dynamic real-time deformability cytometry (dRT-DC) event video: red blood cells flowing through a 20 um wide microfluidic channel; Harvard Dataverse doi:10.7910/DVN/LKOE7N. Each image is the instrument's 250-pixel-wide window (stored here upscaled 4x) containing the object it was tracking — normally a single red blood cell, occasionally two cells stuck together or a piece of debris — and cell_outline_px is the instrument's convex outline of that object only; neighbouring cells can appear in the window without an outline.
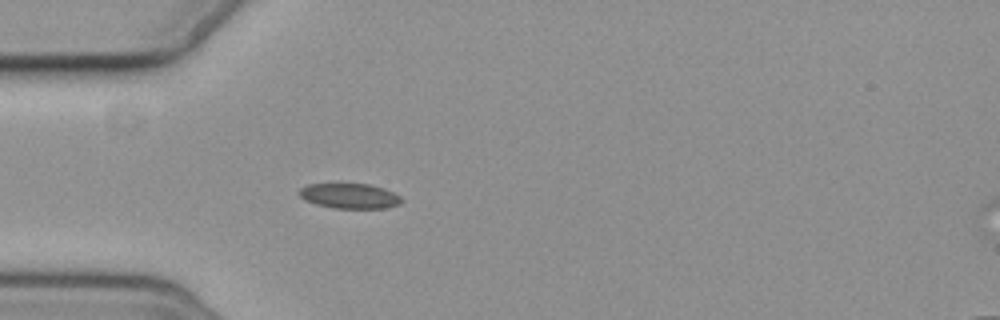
{"species": "common noctule bat (a hibernating species)", "species_latin": "Nyctalus noctula", "temperature_condition": "cold", "stored_images_in_passage": 5, "camera_frame_rate_fps": 3000, "um_per_image_px": 0.085, "animal": {"sex": "female", "body_mass_g": 19.3, "forearm_length_mm": 54.1}, "frame": {"image": 1, "passage_image": 4, "time_ms": 4.333, "image_size_px": [1000, 320], "cell_outline_px": [[404, 200], [400, 204], [388, 208], [332, 208], [316, 204], [304, 200], [296, 192], [300, 188], [308, 184], [368, 184], [384, 188], [400, 196]], "centroid_in_image_um": [29.71, 16.66], "position_along_channel_um": 55.3, "area_um2": 15.09}}